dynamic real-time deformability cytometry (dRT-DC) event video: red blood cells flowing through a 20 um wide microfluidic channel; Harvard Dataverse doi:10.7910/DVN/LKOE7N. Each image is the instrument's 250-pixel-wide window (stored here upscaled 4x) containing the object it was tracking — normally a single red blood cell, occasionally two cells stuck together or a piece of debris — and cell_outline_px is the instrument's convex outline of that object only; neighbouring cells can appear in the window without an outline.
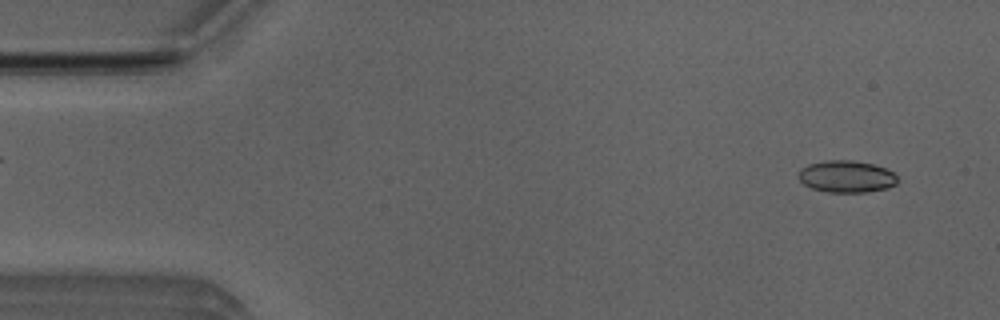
{"species": "Egyptian fruit bat (a non-hibernating species)", "species_latin": "Rousettus aegyptiacus", "temperature_condition": "room temperature", "stored_images_in_passage": 51, "camera_frame_rate_fps": 3000, "um_per_image_px": 0.085, "animal": {"sex": "male"}, "frame": {"image": 1, "passage_image": 4, "time_ms": 1.0, "image_size_px": [1000, 320], "cell_outline_px": [[900, 180], [896, 184], [888, 188], [868, 192], [828, 192], [812, 188], [804, 184], [796, 176], [800, 168], [808, 164], [828, 160], [852, 160], [872, 164], [884, 168], [892, 172]], "centroid_in_image_um": [71.94, 15.01], "position_along_channel_um": 13.1, "area_um2": 18.55}}
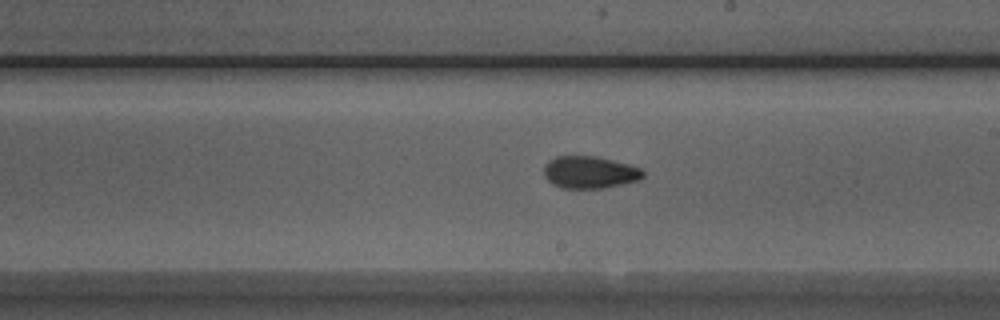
{"frame": {"image": 2, "passage_image": 29, "time_ms": 9.333, "image_size_px": [1000, 320], "cell_outline_px": [[644, 176], [640, 180], [600, 188], [560, 188], [552, 184], [544, 176], [544, 164], [548, 160], [556, 156], [596, 156], [628, 164], [640, 168], [644, 172]], "centroid_in_image_um": [50.09, 14.64], "position_along_channel_um": 238.9, "area_um2": 18.61}}
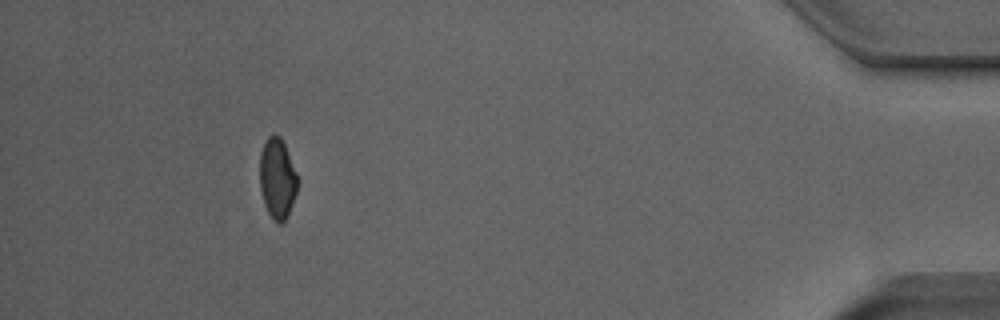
{"frame": {"image": 3, "passage_image": 47, "time_ms": 15.333, "image_size_px": [1000, 320], "cell_outline_px": [[296, 192], [288, 216], [280, 224], [276, 224], [272, 220], [264, 204], [260, 188], [260, 156], [264, 144], [268, 136], [280, 136], [284, 144], [296, 172]], "centroid_in_image_um": [23.55, 15.23], "position_along_channel_um": 411.6, "area_um2": 17.4}, "authors_computed_cell_mechanics": {"area_um2": 18.4382, "velocity_mm_per_s": 4.0033, "shape_relaxation_time_tau1_ms": 5.4144, "shape_relaxation_time_tau2_ms": 1.8997, "deformation_change_tau1": 0.1098, "deformation_change_tau2": 0.0689}}